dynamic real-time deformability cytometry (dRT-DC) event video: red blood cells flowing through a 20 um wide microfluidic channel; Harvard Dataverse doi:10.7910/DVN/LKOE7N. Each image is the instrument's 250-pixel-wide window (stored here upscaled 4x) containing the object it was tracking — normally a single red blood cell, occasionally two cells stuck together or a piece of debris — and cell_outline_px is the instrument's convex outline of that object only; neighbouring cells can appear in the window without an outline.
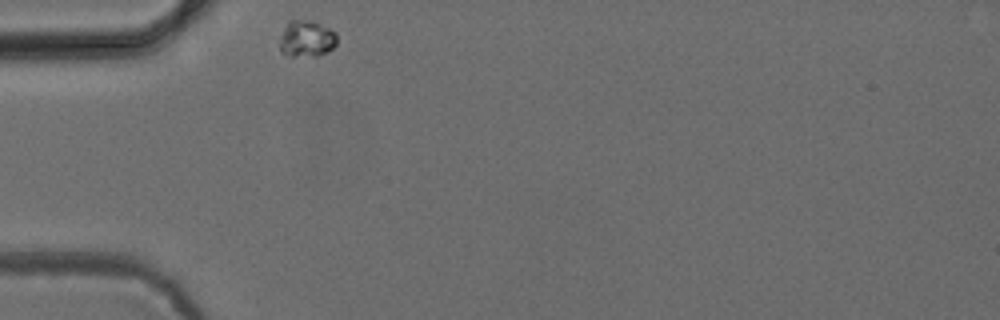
{"species": "common noctule bat (a hibernating species)", "species_latin": "Nyctalus noctula", "temperature_condition": "cold", "stored_images_in_passage": 28, "camera_frame_rate_fps": 3000, "um_per_image_px": 0.085, "animal": {"sex": "female", "body_mass_g": 24.6, "forearm_length_mm": 56.2}, "frame": {"image": 1, "passage_image": 1, "time_ms": 0.0, "image_size_px": [1000, 320], "cell_outline_px": [[336, 44], [328, 52], [316, 56], [288, 56], [280, 52], [280, 44], [284, 28], [288, 20], [312, 20], [336, 32]], "centroid_in_image_um": [26.06, 3.3], "position_along_channel_um": 58.9, "area_um2": 12.2}}
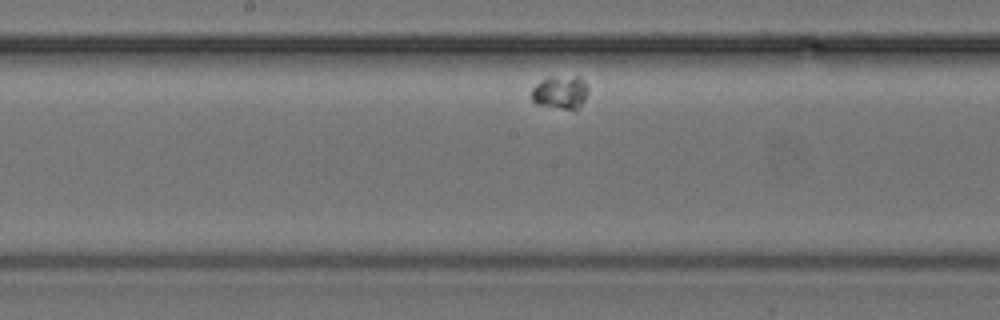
{"frame": {"image": 2, "passage_image": 15, "time_ms": 4.667, "image_size_px": [1000, 320], "cell_outline_px": [[588, 92], [584, 100], [576, 112], [536, 104], [532, 100], [532, 88], [536, 84], [548, 76], [580, 76], [588, 84]], "centroid_in_image_um": [47.67, 7.85], "position_along_channel_um": 200.5, "area_um2": 11.44}}
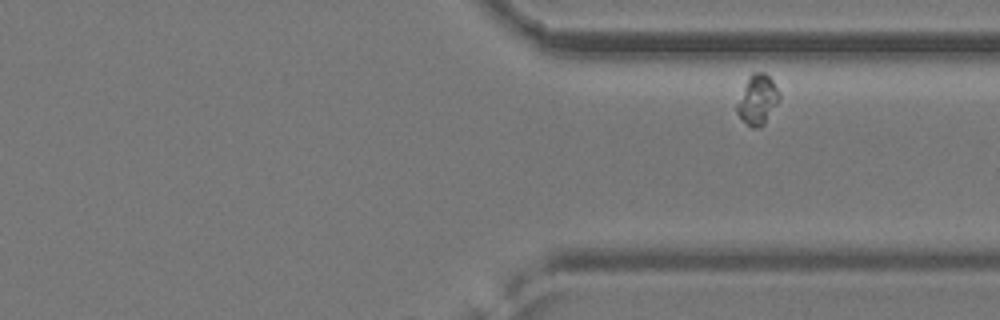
{"frame": {"image": 3, "passage_image": 28, "time_ms": 9.0, "image_size_px": [1000, 320], "cell_outline_px": [[780, 100], [764, 124], [756, 128], [752, 128], [736, 112], [736, 104], [748, 76], [752, 72], [764, 72], [772, 80], [780, 92]], "centroid_in_image_um": [64.4, 8.45], "position_along_channel_um": 347.0, "area_um2": 12.25}}